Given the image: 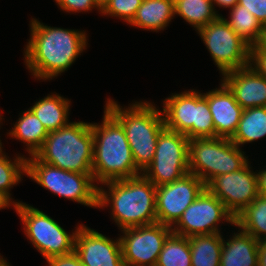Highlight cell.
Wrapping results in <instances>:
<instances>
[{"mask_svg": "<svg viewBox=\"0 0 266 266\" xmlns=\"http://www.w3.org/2000/svg\"><path fill=\"white\" fill-rule=\"evenodd\" d=\"M105 108L121 123L136 167L143 172L155 156L159 133L165 128L162 111L149 101L126 108L106 98Z\"/></svg>", "mask_w": 266, "mask_h": 266, "instance_id": "obj_4", "label": "cell"}, {"mask_svg": "<svg viewBox=\"0 0 266 266\" xmlns=\"http://www.w3.org/2000/svg\"><path fill=\"white\" fill-rule=\"evenodd\" d=\"M189 139L164 128L158 135L155 156L142 175L155 186L177 181L189 173Z\"/></svg>", "mask_w": 266, "mask_h": 266, "instance_id": "obj_10", "label": "cell"}, {"mask_svg": "<svg viewBox=\"0 0 266 266\" xmlns=\"http://www.w3.org/2000/svg\"><path fill=\"white\" fill-rule=\"evenodd\" d=\"M8 208L1 200H0V210Z\"/></svg>", "mask_w": 266, "mask_h": 266, "instance_id": "obj_43", "label": "cell"}, {"mask_svg": "<svg viewBox=\"0 0 266 266\" xmlns=\"http://www.w3.org/2000/svg\"><path fill=\"white\" fill-rule=\"evenodd\" d=\"M23 224V232L33 247L46 259L74 251L78 224L74 231L67 232L52 217L26 203L13 207Z\"/></svg>", "mask_w": 266, "mask_h": 266, "instance_id": "obj_8", "label": "cell"}, {"mask_svg": "<svg viewBox=\"0 0 266 266\" xmlns=\"http://www.w3.org/2000/svg\"><path fill=\"white\" fill-rule=\"evenodd\" d=\"M258 266H266V239L258 241Z\"/></svg>", "mask_w": 266, "mask_h": 266, "instance_id": "obj_37", "label": "cell"}, {"mask_svg": "<svg viewBox=\"0 0 266 266\" xmlns=\"http://www.w3.org/2000/svg\"><path fill=\"white\" fill-rule=\"evenodd\" d=\"M259 196L266 197V169L256 170Z\"/></svg>", "mask_w": 266, "mask_h": 266, "instance_id": "obj_36", "label": "cell"}, {"mask_svg": "<svg viewBox=\"0 0 266 266\" xmlns=\"http://www.w3.org/2000/svg\"><path fill=\"white\" fill-rule=\"evenodd\" d=\"M220 266H258V241L238 227V232L225 240Z\"/></svg>", "mask_w": 266, "mask_h": 266, "instance_id": "obj_19", "label": "cell"}, {"mask_svg": "<svg viewBox=\"0 0 266 266\" xmlns=\"http://www.w3.org/2000/svg\"><path fill=\"white\" fill-rule=\"evenodd\" d=\"M71 101L61 94H48L29 109L41 121L48 132L56 131L69 123Z\"/></svg>", "mask_w": 266, "mask_h": 266, "instance_id": "obj_21", "label": "cell"}, {"mask_svg": "<svg viewBox=\"0 0 266 266\" xmlns=\"http://www.w3.org/2000/svg\"><path fill=\"white\" fill-rule=\"evenodd\" d=\"M212 2L214 5V8H216V7L222 8L223 7L225 9L226 8L230 9V8L234 7L239 2V0H212Z\"/></svg>", "mask_w": 266, "mask_h": 266, "instance_id": "obj_38", "label": "cell"}, {"mask_svg": "<svg viewBox=\"0 0 266 266\" xmlns=\"http://www.w3.org/2000/svg\"><path fill=\"white\" fill-rule=\"evenodd\" d=\"M1 111V110H0ZM2 113L0 112V125H1V123H2V119H4V118H2L3 116L1 115ZM2 148H4L3 146H2V142H1V138H0V151H2L3 149Z\"/></svg>", "mask_w": 266, "mask_h": 266, "instance_id": "obj_42", "label": "cell"}, {"mask_svg": "<svg viewBox=\"0 0 266 266\" xmlns=\"http://www.w3.org/2000/svg\"><path fill=\"white\" fill-rule=\"evenodd\" d=\"M0 266H11L5 258H0Z\"/></svg>", "mask_w": 266, "mask_h": 266, "instance_id": "obj_41", "label": "cell"}, {"mask_svg": "<svg viewBox=\"0 0 266 266\" xmlns=\"http://www.w3.org/2000/svg\"><path fill=\"white\" fill-rule=\"evenodd\" d=\"M19 116L7 134L25 144L29 156L35 155L48 136V131L29 108Z\"/></svg>", "mask_w": 266, "mask_h": 266, "instance_id": "obj_22", "label": "cell"}, {"mask_svg": "<svg viewBox=\"0 0 266 266\" xmlns=\"http://www.w3.org/2000/svg\"><path fill=\"white\" fill-rule=\"evenodd\" d=\"M174 17V0H143L128 25L157 33L164 30Z\"/></svg>", "mask_w": 266, "mask_h": 266, "instance_id": "obj_20", "label": "cell"}, {"mask_svg": "<svg viewBox=\"0 0 266 266\" xmlns=\"http://www.w3.org/2000/svg\"><path fill=\"white\" fill-rule=\"evenodd\" d=\"M174 7L175 16H180L195 31L220 16L212 0H174Z\"/></svg>", "mask_w": 266, "mask_h": 266, "instance_id": "obj_26", "label": "cell"}, {"mask_svg": "<svg viewBox=\"0 0 266 266\" xmlns=\"http://www.w3.org/2000/svg\"><path fill=\"white\" fill-rule=\"evenodd\" d=\"M93 148L91 123L70 121L66 126L48 132L34 156L63 170L92 174Z\"/></svg>", "mask_w": 266, "mask_h": 266, "instance_id": "obj_5", "label": "cell"}, {"mask_svg": "<svg viewBox=\"0 0 266 266\" xmlns=\"http://www.w3.org/2000/svg\"><path fill=\"white\" fill-rule=\"evenodd\" d=\"M24 63L37 80H52L67 71L87 49L86 31L51 27L31 18Z\"/></svg>", "mask_w": 266, "mask_h": 266, "instance_id": "obj_1", "label": "cell"}, {"mask_svg": "<svg viewBox=\"0 0 266 266\" xmlns=\"http://www.w3.org/2000/svg\"><path fill=\"white\" fill-rule=\"evenodd\" d=\"M234 227H239L257 241L266 239V197L258 196L238 214Z\"/></svg>", "mask_w": 266, "mask_h": 266, "instance_id": "obj_27", "label": "cell"}, {"mask_svg": "<svg viewBox=\"0 0 266 266\" xmlns=\"http://www.w3.org/2000/svg\"><path fill=\"white\" fill-rule=\"evenodd\" d=\"M249 65L266 79V53L260 51L256 46L250 47Z\"/></svg>", "mask_w": 266, "mask_h": 266, "instance_id": "obj_34", "label": "cell"}, {"mask_svg": "<svg viewBox=\"0 0 266 266\" xmlns=\"http://www.w3.org/2000/svg\"><path fill=\"white\" fill-rule=\"evenodd\" d=\"M59 8L66 13H81L97 9L99 14L101 10L97 7L94 0H54Z\"/></svg>", "mask_w": 266, "mask_h": 266, "instance_id": "obj_32", "label": "cell"}, {"mask_svg": "<svg viewBox=\"0 0 266 266\" xmlns=\"http://www.w3.org/2000/svg\"><path fill=\"white\" fill-rule=\"evenodd\" d=\"M196 32L222 75L249 66L251 46L228 25L222 14Z\"/></svg>", "mask_w": 266, "mask_h": 266, "instance_id": "obj_9", "label": "cell"}, {"mask_svg": "<svg viewBox=\"0 0 266 266\" xmlns=\"http://www.w3.org/2000/svg\"><path fill=\"white\" fill-rule=\"evenodd\" d=\"M205 187L235 218L259 196L257 174L250 162L240 170L214 177Z\"/></svg>", "mask_w": 266, "mask_h": 266, "instance_id": "obj_13", "label": "cell"}, {"mask_svg": "<svg viewBox=\"0 0 266 266\" xmlns=\"http://www.w3.org/2000/svg\"><path fill=\"white\" fill-rule=\"evenodd\" d=\"M238 4L250 11L263 27L266 26V0H239Z\"/></svg>", "mask_w": 266, "mask_h": 266, "instance_id": "obj_33", "label": "cell"}, {"mask_svg": "<svg viewBox=\"0 0 266 266\" xmlns=\"http://www.w3.org/2000/svg\"><path fill=\"white\" fill-rule=\"evenodd\" d=\"M204 188L203 181L192 173L169 184L156 186L157 222L172 227Z\"/></svg>", "mask_w": 266, "mask_h": 266, "instance_id": "obj_14", "label": "cell"}, {"mask_svg": "<svg viewBox=\"0 0 266 266\" xmlns=\"http://www.w3.org/2000/svg\"><path fill=\"white\" fill-rule=\"evenodd\" d=\"M17 155L11 159L3 150L0 151V200L8 208L22 202L13 201L14 198L10 193L11 188L20 183L23 176L26 175V157Z\"/></svg>", "mask_w": 266, "mask_h": 266, "instance_id": "obj_23", "label": "cell"}, {"mask_svg": "<svg viewBox=\"0 0 266 266\" xmlns=\"http://www.w3.org/2000/svg\"><path fill=\"white\" fill-rule=\"evenodd\" d=\"M229 11V19L223 17L224 20L245 42L255 46L260 40L264 27L250 11L238 3Z\"/></svg>", "mask_w": 266, "mask_h": 266, "instance_id": "obj_28", "label": "cell"}, {"mask_svg": "<svg viewBox=\"0 0 266 266\" xmlns=\"http://www.w3.org/2000/svg\"><path fill=\"white\" fill-rule=\"evenodd\" d=\"M260 51L266 53V26L263 28L260 40L255 45Z\"/></svg>", "mask_w": 266, "mask_h": 266, "instance_id": "obj_39", "label": "cell"}, {"mask_svg": "<svg viewBox=\"0 0 266 266\" xmlns=\"http://www.w3.org/2000/svg\"><path fill=\"white\" fill-rule=\"evenodd\" d=\"M46 262L49 266H84L75 251L65 255L52 256Z\"/></svg>", "mask_w": 266, "mask_h": 266, "instance_id": "obj_35", "label": "cell"}, {"mask_svg": "<svg viewBox=\"0 0 266 266\" xmlns=\"http://www.w3.org/2000/svg\"><path fill=\"white\" fill-rule=\"evenodd\" d=\"M190 140L193 138H215V128L207 98L196 91V115L193 127L185 134Z\"/></svg>", "mask_w": 266, "mask_h": 266, "instance_id": "obj_30", "label": "cell"}, {"mask_svg": "<svg viewBox=\"0 0 266 266\" xmlns=\"http://www.w3.org/2000/svg\"><path fill=\"white\" fill-rule=\"evenodd\" d=\"M162 102L165 128L185 135L195 122L196 90H185L179 94L172 93Z\"/></svg>", "mask_w": 266, "mask_h": 266, "instance_id": "obj_18", "label": "cell"}, {"mask_svg": "<svg viewBox=\"0 0 266 266\" xmlns=\"http://www.w3.org/2000/svg\"><path fill=\"white\" fill-rule=\"evenodd\" d=\"M266 137V107L244 109L230 140L238 147Z\"/></svg>", "mask_w": 266, "mask_h": 266, "instance_id": "obj_24", "label": "cell"}, {"mask_svg": "<svg viewBox=\"0 0 266 266\" xmlns=\"http://www.w3.org/2000/svg\"><path fill=\"white\" fill-rule=\"evenodd\" d=\"M74 251L84 266H125L120 239H111L82 224L76 233Z\"/></svg>", "mask_w": 266, "mask_h": 266, "instance_id": "obj_15", "label": "cell"}, {"mask_svg": "<svg viewBox=\"0 0 266 266\" xmlns=\"http://www.w3.org/2000/svg\"><path fill=\"white\" fill-rule=\"evenodd\" d=\"M120 245L125 266H155L171 227L158 222L121 230Z\"/></svg>", "mask_w": 266, "mask_h": 266, "instance_id": "obj_12", "label": "cell"}, {"mask_svg": "<svg viewBox=\"0 0 266 266\" xmlns=\"http://www.w3.org/2000/svg\"><path fill=\"white\" fill-rule=\"evenodd\" d=\"M103 121L91 123L94 137L92 176L97 185L137 177L136 167L121 123L104 107Z\"/></svg>", "mask_w": 266, "mask_h": 266, "instance_id": "obj_3", "label": "cell"}, {"mask_svg": "<svg viewBox=\"0 0 266 266\" xmlns=\"http://www.w3.org/2000/svg\"><path fill=\"white\" fill-rule=\"evenodd\" d=\"M221 78L243 109L266 107V79L250 65L227 72Z\"/></svg>", "mask_w": 266, "mask_h": 266, "instance_id": "obj_16", "label": "cell"}, {"mask_svg": "<svg viewBox=\"0 0 266 266\" xmlns=\"http://www.w3.org/2000/svg\"><path fill=\"white\" fill-rule=\"evenodd\" d=\"M97 7L102 11L110 0H94Z\"/></svg>", "mask_w": 266, "mask_h": 266, "instance_id": "obj_40", "label": "cell"}, {"mask_svg": "<svg viewBox=\"0 0 266 266\" xmlns=\"http://www.w3.org/2000/svg\"><path fill=\"white\" fill-rule=\"evenodd\" d=\"M99 185L98 208L110 207L119 230L157 222L156 186L142 174Z\"/></svg>", "mask_w": 266, "mask_h": 266, "instance_id": "obj_2", "label": "cell"}, {"mask_svg": "<svg viewBox=\"0 0 266 266\" xmlns=\"http://www.w3.org/2000/svg\"><path fill=\"white\" fill-rule=\"evenodd\" d=\"M26 175L55 195L98 209V185L92 174L63 170L32 155L26 157Z\"/></svg>", "mask_w": 266, "mask_h": 266, "instance_id": "obj_7", "label": "cell"}, {"mask_svg": "<svg viewBox=\"0 0 266 266\" xmlns=\"http://www.w3.org/2000/svg\"><path fill=\"white\" fill-rule=\"evenodd\" d=\"M155 266H192L189 238L172 232L167 237Z\"/></svg>", "mask_w": 266, "mask_h": 266, "instance_id": "obj_29", "label": "cell"}, {"mask_svg": "<svg viewBox=\"0 0 266 266\" xmlns=\"http://www.w3.org/2000/svg\"><path fill=\"white\" fill-rule=\"evenodd\" d=\"M192 266H220L223 235L221 233L189 237Z\"/></svg>", "mask_w": 266, "mask_h": 266, "instance_id": "obj_25", "label": "cell"}, {"mask_svg": "<svg viewBox=\"0 0 266 266\" xmlns=\"http://www.w3.org/2000/svg\"><path fill=\"white\" fill-rule=\"evenodd\" d=\"M143 0H110L101 11L104 16L116 17L128 25L134 18L138 7Z\"/></svg>", "mask_w": 266, "mask_h": 266, "instance_id": "obj_31", "label": "cell"}, {"mask_svg": "<svg viewBox=\"0 0 266 266\" xmlns=\"http://www.w3.org/2000/svg\"><path fill=\"white\" fill-rule=\"evenodd\" d=\"M235 225V217L206 187L171 227L173 233L185 237L222 233L220 223Z\"/></svg>", "mask_w": 266, "mask_h": 266, "instance_id": "obj_11", "label": "cell"}, {"mask_svg": "<svg viewBox=\"0 0 266 266\" xmlns=\"http://www.w3.org/2000/svg\"><path fill=\"white\" fill-rule=\"evenodd\" d=\"M229 138H193L189 140V173L200 178L205 186L216 176L244 168L248 156Z\"/></svg>", "mask_w": 266, "mask_h": 266, "instance_id": "obj_6", "label": "cell"}, {"mask_svg": "<svg viewBox=\"0 0 266 266\" xmlns=\"http://www.w3.org/2000/svg\"><path fill=\"white\" fill-rule=\"evenodd\" d=\"M220 86L203 93L208 100L215 128V137L231 138L241 119L243 108L237 103L229 88L221 81Z\"/></svg>", "mask_w": 266, "mask_h": 266, "instance_id": "obj_17", "label": "cell"}]
</instances>
